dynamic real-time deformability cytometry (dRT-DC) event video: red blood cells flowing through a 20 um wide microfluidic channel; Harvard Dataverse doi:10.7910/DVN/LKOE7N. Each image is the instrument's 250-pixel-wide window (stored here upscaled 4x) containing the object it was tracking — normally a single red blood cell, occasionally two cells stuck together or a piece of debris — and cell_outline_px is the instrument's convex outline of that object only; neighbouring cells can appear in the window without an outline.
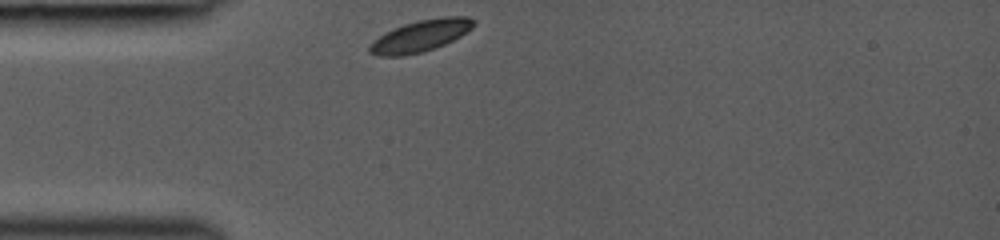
{"species": "common noctule bat (a hibernating species)", "species_latin": "Nyctalus noctula", "temperature_condition": "room temperature", "stored_images_in_passage": 14, "camera_frame_rate_fps": 3000, "um_per_image_px": 0.085, "animal": {"sex": "female", "body_mass_g": 19.0, "forearm_length_mm": 53.3}, "frame": {"image": 1, "passage_image": 1, "time_ms": 0.0, "image_size_px": [1000, 240], "cell_outline_px": [[476, 24], [472, 28], [460, 36], [436, 48], [404, 56], [380, 56], [368, 52], [368, 44], [372, 40], [384, 32], [404, 24], [420, 20], [444, 16], [468, 16], [476, 20]], "centroid_in_image_um": [35.73, 3.04], "position_along_channel_um": 49.3, "area_um2": 19.36}}
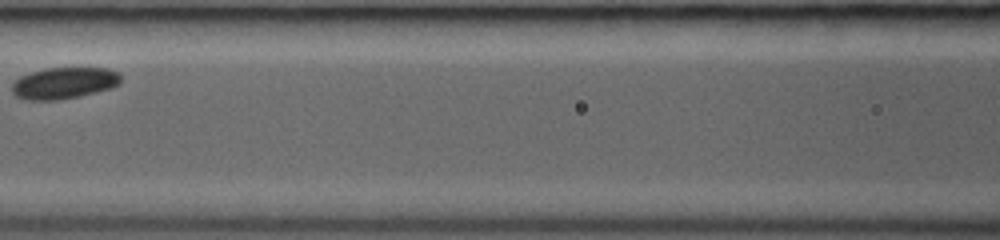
{"frame": {"image": 2, "passage_image": 7, "time_ms": 3.0, "image_size_px": [1000, 240], "cell_outline_px": [[120, 84], [112, 88], [96, 92], [60, 100], [24, 100], [16, 96], [12, 92], [12, 84], [20, 76], [44, 68], [108, 68], [120, 72]], "centroid_in_image_um": [5.45, 7.06], "position_along_channel_um": 161.1, "area_um2": 20.11}}
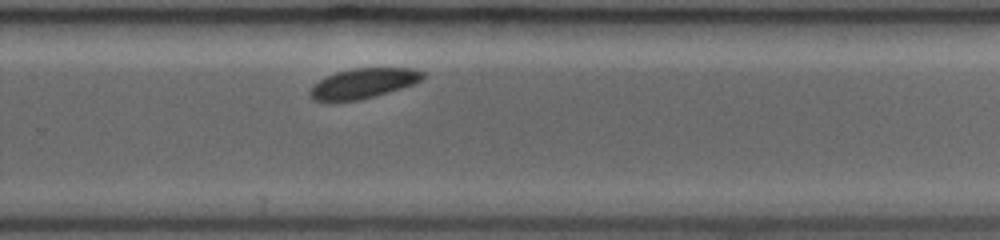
{"frame": {"image": 3, "passage_image": 14, "time_ms": 6.333, "image_size_px": [1000, 240], "cell_outline_px": [[424, 76], [420, 80], [412, 84], [376, 96], [360, 100], [328, 104], [312, 100], [308, 96], [308, 92], [312, 84], [336, 72], [356, 68], [416, 68], [424, 72]], "centroid_in_image_um": [30.77, 7.13], "position_along_channel_um": 299.0, "area_um2": 20.23}}